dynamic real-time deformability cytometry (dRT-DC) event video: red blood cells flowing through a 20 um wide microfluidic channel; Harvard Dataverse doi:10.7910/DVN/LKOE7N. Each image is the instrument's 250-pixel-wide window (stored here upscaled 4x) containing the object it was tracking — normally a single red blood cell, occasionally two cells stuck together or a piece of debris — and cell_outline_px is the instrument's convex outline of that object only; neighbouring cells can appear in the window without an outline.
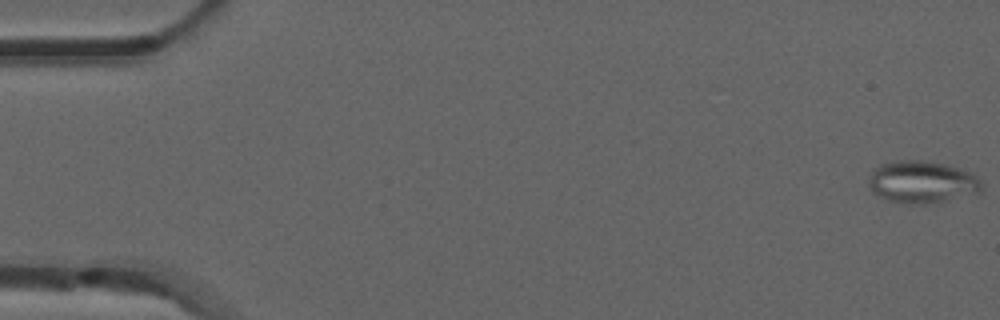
{"species": "common noctule bat (a hibernating species)", "species_latin": "Nyctalus noctula", "temperature_condition": "room temperature", "stored_images_in_passage": 52, "camera_frame_rate_fps": 3000, "um_per_image_px": 0.085, "animal": {"sex": "male", "forearm_length_mm": 52.5}, "frame": {"image": 1, "passage_image": 1, "time_ms": 0.0, "image_size_px": [1000, 320], "cell_outline_px": [[984, 188], [940, 200], [924, 204], [920, 204], [892, 200], [880, 196], [872, 192], [868, 184], [868, 180], [872, 168], [880, 164], [896, 160], [928, 160], [944, 164], [968, 172], [976, 176], [980, 180]], "centroid_in_image_um": [78.25, 15.41], "position_along_channel_um": 6.7, "area_um2": 26.88}}
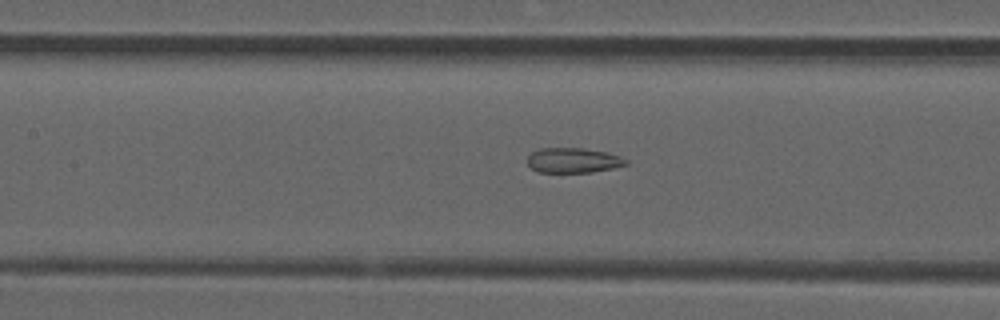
{"frame": {"image": 2, "passage_image": 24, "time_ms": 7.667, "image_size_px": [1000, 320], "cell_outline_px": [[628, 164], [612, 168], [592, 172], [536, 172], [528, 164], [528, 156], [532, 152], [540, 148], [584, 148], [608, 152], [620, 156], [628, 160]], "centroid_in_image_um": [48.74, 13.62], "position_along_channel_um": 158.7, "area_um2": 14.39}}
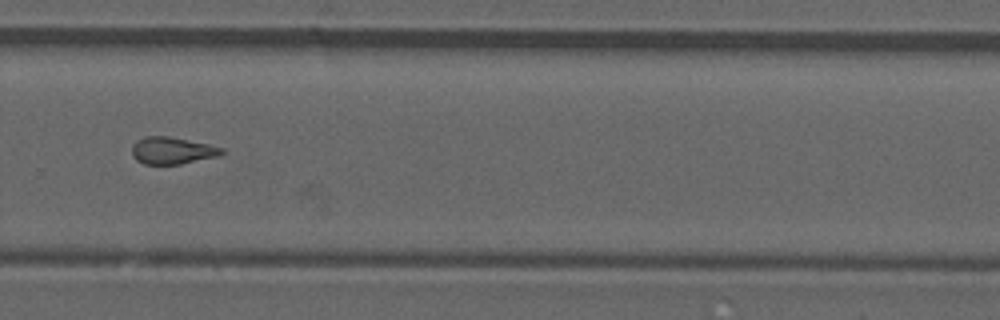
{"frame": {"image": 3, "passage_image": 36, "time_ms": 11.667, "image_size_px": [1000, 320], "cell_outline_px": [[224, 152], [220, 156], [180, 164], [144, 164], [136, 160], [132, 156], [132, 144], [136, 140], [144, 136], [168, 136], [208, 144], [224, 148]], "centroid_in_image_um": [14.62, 12.8], "position_along_channel_um": 315.2, "area_um2": 14.28}, "authors_computed_cell_mechanics": {"area_um2": 14.7968, "velocity_mm_per_s": 3.9284, "shape_relaxation_time_tau1_ms": null, "shape_relaxation_time_tau2_ms": 3.1562, "deformation_change_tau1": null, "deformation_change_tau2": 0.1084}}